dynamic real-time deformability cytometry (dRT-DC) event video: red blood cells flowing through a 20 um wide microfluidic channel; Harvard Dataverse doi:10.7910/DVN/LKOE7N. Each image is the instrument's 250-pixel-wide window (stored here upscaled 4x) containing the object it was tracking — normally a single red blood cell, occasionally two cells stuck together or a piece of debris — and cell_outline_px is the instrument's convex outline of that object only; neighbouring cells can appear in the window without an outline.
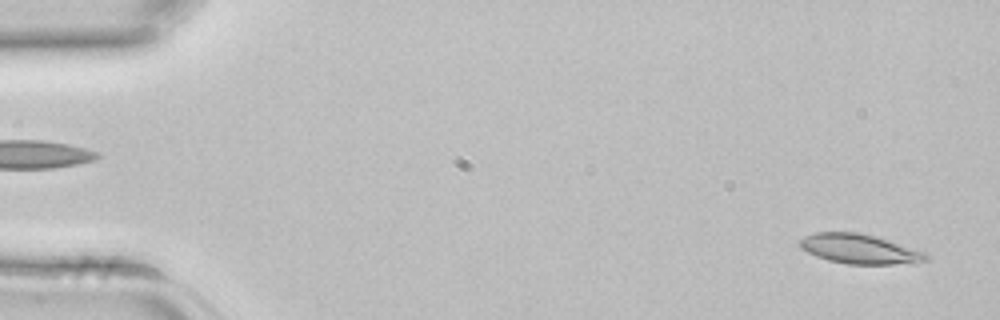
{"species": "common noctule bat (a hibernating species)", "species_latin": "Nyctalus noctula", "temperature_condition": "room temperature", "stored_images_in_passage": 42, "camera_frame_rate_fps": 3000, "um_per_image_px": 0.085, "animal": {"sex": "female", "body_mass_g": 22.7, "forearm_length_mm": 54.2}, "frame": {"image": 1, "passage_image": 1, "time_ms": 0.0, "image_size_px": [1000, 320], "cell_outline_px": [[928, 260], [896, 264], [848, 264], [828, 260], [816, 256], [800, 248], [800, 240], [804, 236], [816, 232], [860, 232], [888, 240], [928, 252]], "centroid_in_image_um": [73.06, 21.15], "position_along_channel_um": 11.9, "area_um2": 21.73}}
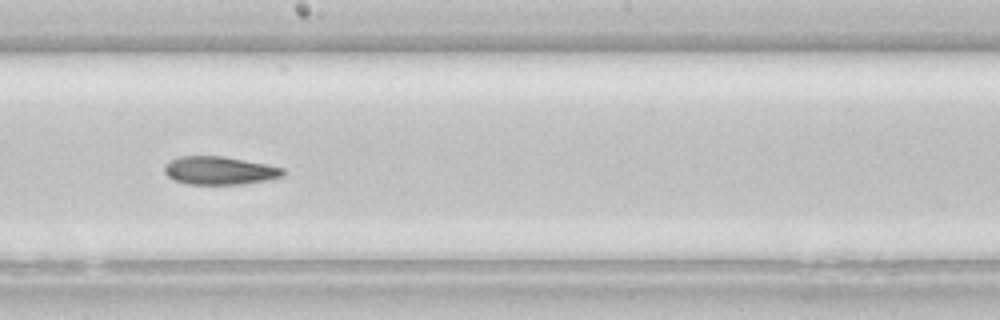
{"frame": {"image": 2, "passage_image": 23, "time_ms": 7.333, "image_size_px": [1000, 320], "cell_outline_px": [[284, 176], [268, 180], [244, 184], [188, 184], [176, 180], [168, 176], [164, 172], [164, 164], [176, 156], [224, 156], [284, 168]], "centroid_in_image_um": [18.64, 14.49], "position_along_channel_um": 229.6, "area_um2": 19.48}}
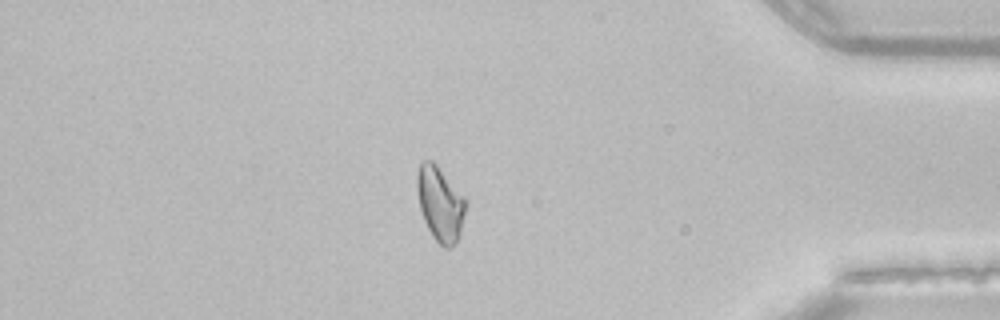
{"frame": {"image": 3, "passage_image": 36, "time_ms": 11.667, "image_size_px": [1000, 320], "cell_outline_px": [[468, 200], [460, 236], [448, 248], [444, 248], [432, 236], [424, 220], [420, 208], [416, 188], [416, 176], [420, 164], [424, 160], [432, 160], [436, 164]], "centroid_in_image_um": [37.42, 17.3], "position_along_channel_um": 397.8, "area_um2": 21.21}}